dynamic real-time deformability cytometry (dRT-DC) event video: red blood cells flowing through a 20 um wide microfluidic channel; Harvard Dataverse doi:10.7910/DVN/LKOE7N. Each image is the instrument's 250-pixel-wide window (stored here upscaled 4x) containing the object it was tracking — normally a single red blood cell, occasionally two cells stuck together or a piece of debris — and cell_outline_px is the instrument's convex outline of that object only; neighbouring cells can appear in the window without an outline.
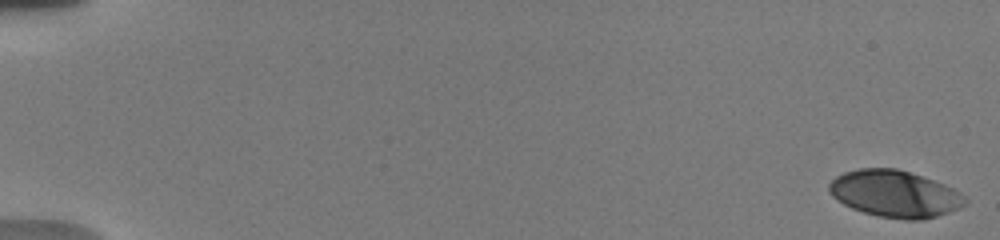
{"species": "human", "species_latin": "Homo sapiens", "temperature_condition": "warm", "stored_images_in_passage": 23, "camera_frame_rate_fps": 3000, "um_per_image_px": 0.085, "donor": {"sex": "male"}, "frame": {"image": 1, "passage_image": 1, "time_ms": 0.0, "image_size_px": [1000, 240], "cell_outline_px": [[968, 200], [960, 208], [924, 220], [904, 220], [880, 216], [864, 212], [852, 208], [836, 200], [828, 192], [828, 184], [836, 176], [844, 172], [860, 168], [896, 168], [944, 184], [960, 192]], "centroid_in_image_um": [76.04, 16.48], "position_along_channel_um": 9.0, "area_um2": 36.99}}
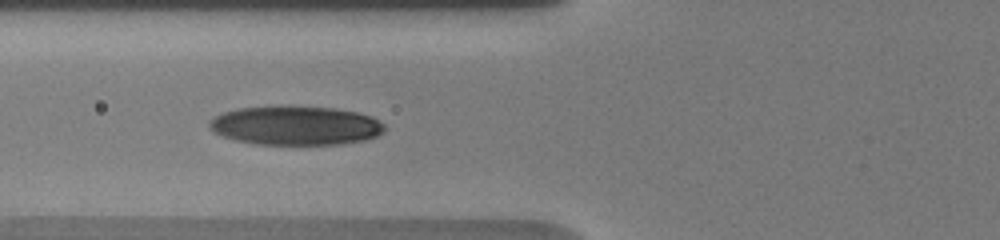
{"frame": {"image": 2, "passage_image": 20, "time_ms": 7.333, "image_size_px": [1000, 240], "cell_outline_px": [[384, 132], [376, 136], [364, 140], [340, 144], [252, 144], [236, 140], [212, 132], [208, 128], [208, 120], [224, 112], [240, 108], [276, 104], [280, 104], [336, 108], [356, 112], [372, 116], [384, 124]], "centroid_in_image_um": [25.09, 10.64], "position_along_channel_um": 100.7, "area_um2": 40.58}}
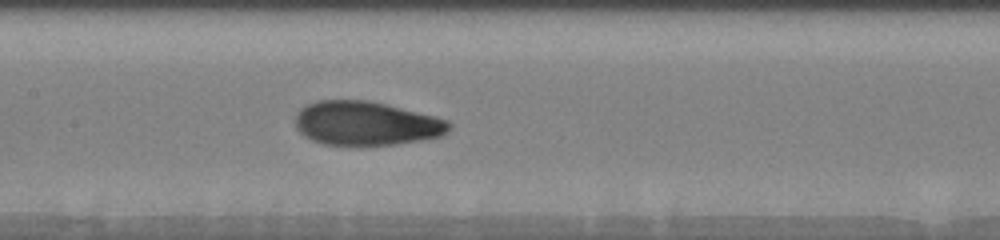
{"frame": {"image": 3, "passage_image": 23, "time_ms": 9.333, "image_size_px": [1000, 240], "cell_outline_px": [[452, 128], [444, 136], [396, 144], [324, 144], [312, 140], [304, 136], [296, 128], [296, 112], [300, 108], [316, 100], [368, 100], [388, 104], [436, 116], [448, 120], [452, 124]], "centroid_in_image_um": [31.16, 10.47], "position_along_channel_um": 176.2, "area_um2": 39.59}}